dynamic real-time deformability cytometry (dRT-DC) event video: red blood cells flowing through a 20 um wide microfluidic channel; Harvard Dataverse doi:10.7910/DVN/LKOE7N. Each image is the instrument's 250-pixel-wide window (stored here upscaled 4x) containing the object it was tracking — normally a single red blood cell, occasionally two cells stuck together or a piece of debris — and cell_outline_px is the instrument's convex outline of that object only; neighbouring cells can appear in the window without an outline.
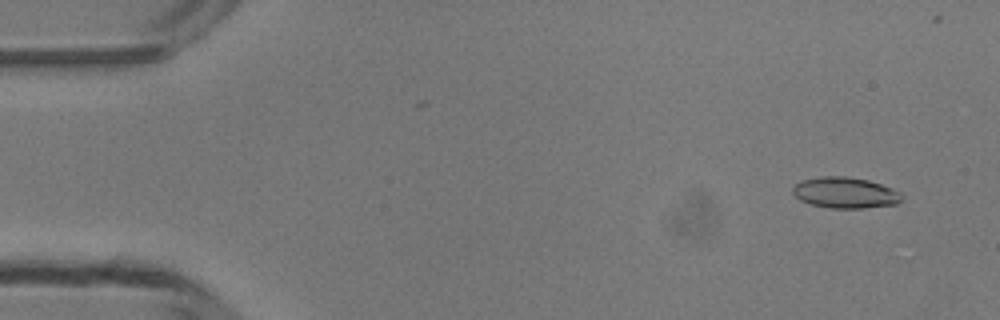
{"species": "common noctule bat (a hibernating species)", "species_latin": "Nyctalus noctula", "temperature_condition": "room temperature", "stored_images_in_passage": 27, "camera_frame_rate_fps": 3000, "um_per_image_px": 0.085, "animal": {"sex": "male", "body_mass_g": 13.3}, "frame": {"image": 1, "passage_image": 4, "time_ms": 1.0, "image_size_px": [1000, 320], "cell_outline_px": [[904, 196], [896, 204], [864, 208], [828, 208], [812, 204], [800, 200], [792, 192], [792, 188], [800, 180], [820, 176], [844, 176], [868, 180], [892, 188], [900, 192]], "centroid_in_image_um": [71.83, 16.37], "position_along_channel_um": 13.2, "area_um2": 19.71}}
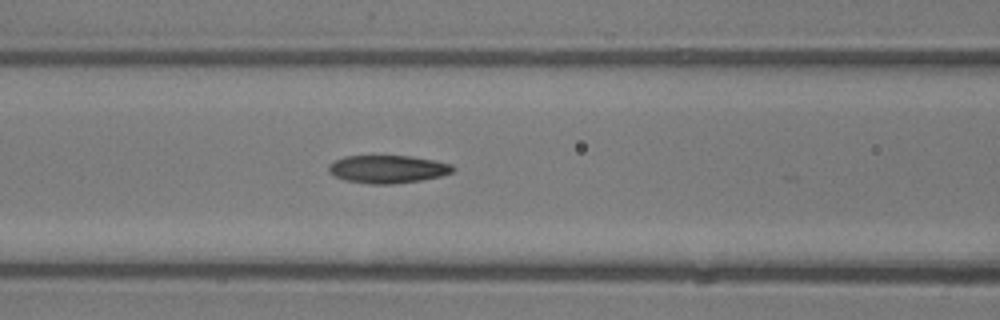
{"frame": {"image": 2, "passage_image": 21, "time_ms": 6.667, "image_size_px": [1000, 320], "cell_outline_px": [[456, 168], [452, 172], [440, 176], [420, 180], [392, 184], [368, 184], [344, 180], [328, 172], [328, 164], [344, 156], [412, 156], [436, 160], [452, 164]], "centroid_in_image_um": [32.96, 14.37], "position_along_channel_um": 133.6, "area_um2": 20.29}}
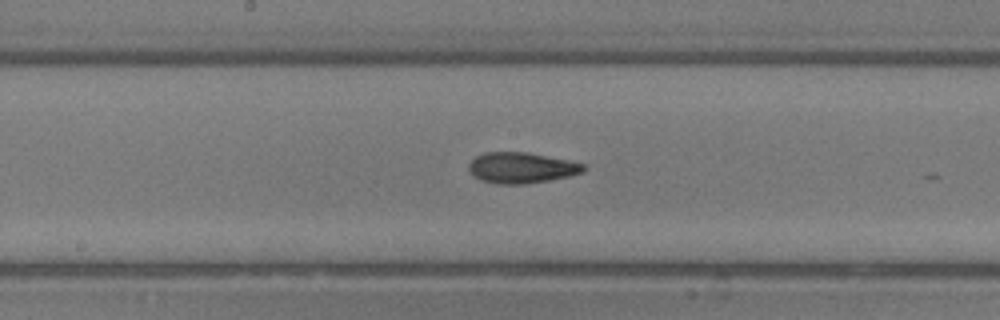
{"frame": {"image": 3, "passage_image": 26, "time_ms": 8.333, "image_size_px": [1000, 320], "cell_outline_px": [[584, 172], [572, 176], [524, 184], [496, 184], [480, 180], [472, 176], [468, 168], [468, 164], [476, 156], [484, 152], [528, 152], [568, 160], [584, 164]], "centroid_in_image_um": [44.29, 14.26], "position_along_channel_um": 203.9, "area_um2": 20.75}}